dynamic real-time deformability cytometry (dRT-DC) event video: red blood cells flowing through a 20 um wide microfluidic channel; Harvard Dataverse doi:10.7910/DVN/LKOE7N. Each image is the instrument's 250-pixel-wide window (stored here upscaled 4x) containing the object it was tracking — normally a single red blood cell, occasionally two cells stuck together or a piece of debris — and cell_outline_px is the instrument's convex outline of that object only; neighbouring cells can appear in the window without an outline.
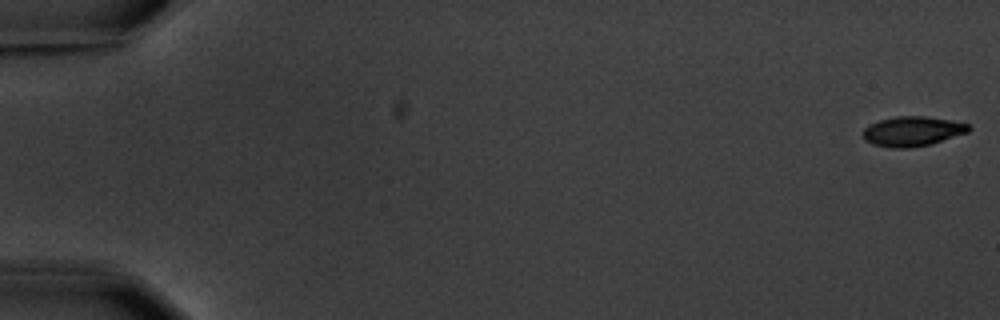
{"species": "common noctule bat (a hibernating species)", "species_latin": "Nyctalus noctula", "temperature_condition": "warm", "stored_images_in_passage": 6, "camera_frame_rate_fps": 3000, "um_per_image_px": 0.085, "animal": {"sex": "male", "body_mass_g": 20.1, "forearm_length_mm": 53.5}, "frame": {"image": 1, "passage_image": 1, "time_ms": 0.0, "image_size_px": [1000, 320], "cell_outline_px": [[972, 128], [968, 132], [928, 144], [908, 148], [892, 148], [872, 144], [864, 140], [864, 128], [868, 124], [880, 120], [896, 116], [928, 116], [952, 120], [968, 124]], "centroid_in_image_um": [77.54, 11.14], "position_along_channel_um": 7.5, "area_um2": 18.26}}
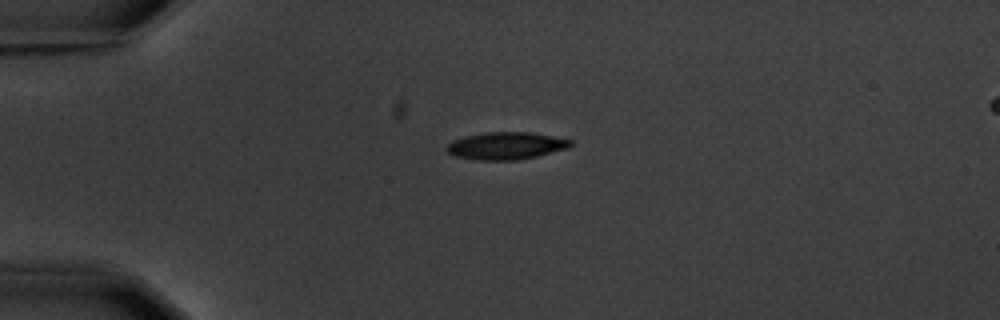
{"frame": {"image": 2, "passage_image": 5, "time_ms": 4.667, "image_size_px": [1000, 320], "cell_outline_px": [[572, 148], [536, 156], [516, 160], [476, 160], [456, 156], [448, 152], [444, 148], [452, 140], [464, 136], [484, 132], [528, 132], [552, 136], [572, 140]], "centroid_in_image_um": [43.01, 12.39], "position_along_channel_um": 42.0, "area_um2": 19.88}}